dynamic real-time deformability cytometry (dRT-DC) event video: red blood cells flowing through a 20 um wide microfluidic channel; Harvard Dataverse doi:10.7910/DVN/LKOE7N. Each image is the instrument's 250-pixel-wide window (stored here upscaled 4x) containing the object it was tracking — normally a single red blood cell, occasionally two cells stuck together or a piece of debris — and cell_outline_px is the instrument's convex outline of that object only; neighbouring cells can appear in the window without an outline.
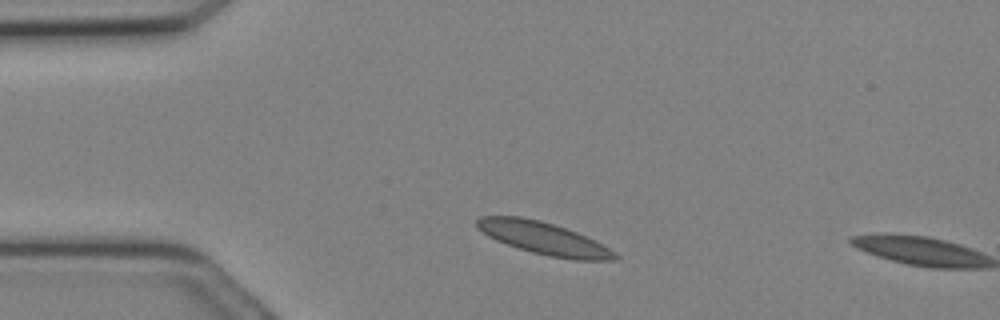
{"species": "Egyptian fruit bat (a non-hibernating species)", "species_latin": "Rousettus aegyptiacus", "temperature_condition": "cold", "stored_images_in_passage": 2, "camera_frame_rate_fps": 3000, "um_per_image_px": 0.085, "animal": {"sex": "female"}, "frame": {"image": 1, "passage_image": 1, "time_ms": 0.0, "image_size_px": [1000, 320], "cell_outline_px": [[620, 256], [616, 260], [576, 260], [548, 256], [532, 252], [496, 240], [488, 236], [476, 228], [476, 220], [480, 216], [520, 216], [540, 220], [576, 232], [616, 252]], "centroid_in_image_um": [46.18, 20.25], "position_along_channel_um": 38.8, "area_um2": 25.72}}